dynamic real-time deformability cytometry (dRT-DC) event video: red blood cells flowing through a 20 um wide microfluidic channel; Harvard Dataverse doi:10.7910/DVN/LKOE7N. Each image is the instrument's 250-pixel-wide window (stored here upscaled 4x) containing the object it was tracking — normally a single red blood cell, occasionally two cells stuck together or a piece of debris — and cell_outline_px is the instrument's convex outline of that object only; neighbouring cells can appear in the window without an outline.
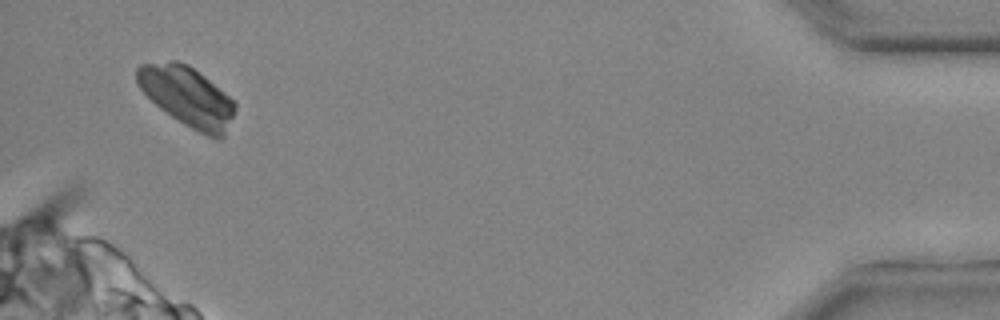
{"species": "common noctule bat (a hibernating species)", "species_latin": "Nyctalus noctula", "temperature_condition": "cold", "stored_images_in_passage": 26, "camera_frame_rate_fps": 3000, "um_per_image_px": 0.085, "animal": {"sex": "male", "body_mass_g": 20.4}, "frame": {"image": 1, "passage_image": 26, "time_ms": 8.333, "image_size_px": [1000, 320], "cell_outline_px": [[236, 108], [224, 136], [220, 140], [216, 140], [184, 124], [160, 108], [136, 84], [136, 68], [140, 64], [168, 60], [176, 60], [188, 64], [204, 76], [228, 96], [236, 104]], "centroid_in_image_um": [15.9, 8.18], "position_along_channel_um": 419.3, "area_um2": 33.81}}